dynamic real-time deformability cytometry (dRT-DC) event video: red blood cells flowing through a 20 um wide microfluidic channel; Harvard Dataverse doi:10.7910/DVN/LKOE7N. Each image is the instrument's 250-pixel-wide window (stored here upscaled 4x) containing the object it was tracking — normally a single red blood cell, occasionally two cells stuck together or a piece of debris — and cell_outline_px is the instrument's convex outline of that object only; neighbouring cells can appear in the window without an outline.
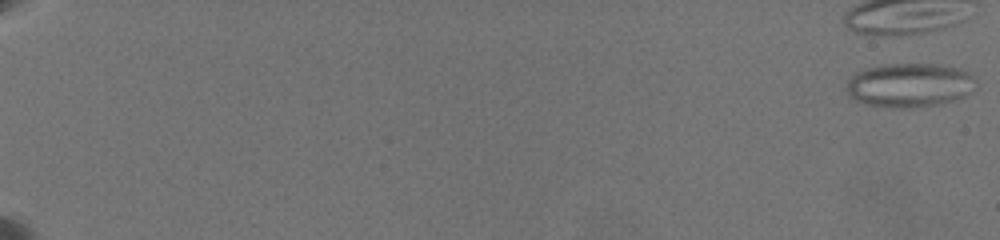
{"species": "common noctule bat (a hibernating species)", "species_latin": "Nyctalus noctula", "temperature_condition": "warm", "stored_images_in_passage": 60, "camera_frame_rate_fps": 3000, "um_per_image_px": 0.085, "animal": {"sex": "female", "body_mass_g": 19.5, "forearm_length_mm": 54.1}, "frame": {"image": 1, "passage_image": 1, "time_ms": 0.0, "image_size_px": [1000, 240], "cell_outline_px": [[976, 84], [964, 96], [952, 100], [936, 104], [912, 108], [900, 108], [868, 104], [856, 100], [848, 96], [848, 80], [856, 72], [880, 64], [940, 64], [960, 68], [968, 72], [976, 80]], "centroid_in_image_um": [77.31, 7.22], "position_along_channel_um": 7.7, "area_um2": 32.95}}